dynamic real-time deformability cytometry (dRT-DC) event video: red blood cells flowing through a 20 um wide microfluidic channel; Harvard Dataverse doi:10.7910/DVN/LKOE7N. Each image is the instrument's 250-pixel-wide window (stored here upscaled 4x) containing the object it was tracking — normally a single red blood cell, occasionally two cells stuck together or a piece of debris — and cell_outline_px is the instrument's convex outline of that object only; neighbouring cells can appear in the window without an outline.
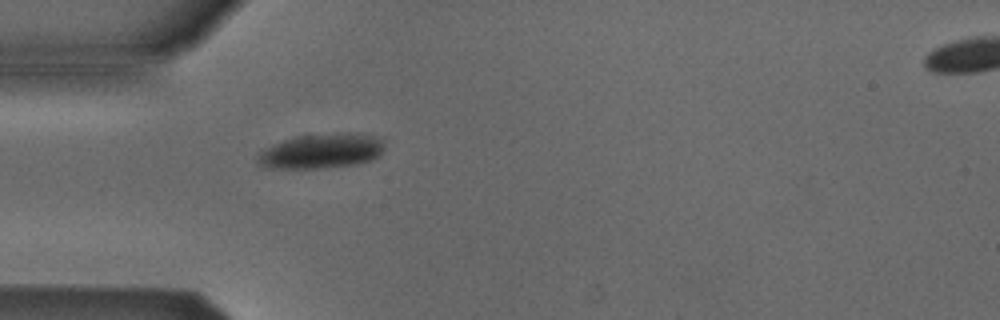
{"species": "Egyptian fruit bat (a non-hibernating species)", "species_latin": "Rousettus aegyptiacus", "temperature_condition": "cold", "stored_images_in_passage": 5, "camera_frame_rate_fps": 3000, "um_per_image_px": 0.085, "animal": {"sex": "male"}, "frame": {"image": 1, "passage_image": 5, "time_ms": 1.333, "image_size_px": [1000, 320], "cell_outline_px": [[384, 148], [380, 156], [372, 160], [352, 164], [324, 168], [260, 168], [256, 160], [256, 156], [264, 148], [272, 144], [284, 140], [300, 136], [336, 132], [360, 132], [384, 140]], "centroid_in_image_um": [27.31, 12.83], "position_along_channel_um": 57.7, "area_um2": 26.13}}